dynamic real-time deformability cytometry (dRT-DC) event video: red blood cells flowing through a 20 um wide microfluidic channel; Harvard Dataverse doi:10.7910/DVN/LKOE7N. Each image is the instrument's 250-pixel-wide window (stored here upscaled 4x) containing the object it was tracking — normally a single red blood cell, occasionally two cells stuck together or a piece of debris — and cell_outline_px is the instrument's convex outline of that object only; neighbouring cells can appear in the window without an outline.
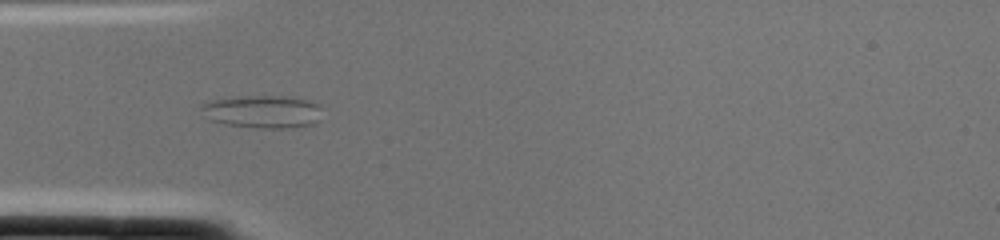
{"species": "common noctule bat (a hibernating species)", "species_latin": "Nyctalus noctula", "temperature_condition": "cold", "stored_images_in_passage": 3, "camera_frame_rate_fps": 3000, "um_per_image_px": 0.085, "animal": {"sex": "female", "body_mass_g": 22.0, "forearm_length_mm": 56.7}, "frame": {"image": 1, "passage_image": 3, "time_ms": 0.667, "image_size_px": [1000, 240], "cell_outline_px": [[320, 104], [316, 124], [288, 128], [260, 128], [224, 124], [208, 120], [204, 116], [200, 108], [200, 104], [208, 100], [248, 96], [280, 96], [308, 100]], "centroid_in_image_um": [22.25, 9.49], "position_along_channel_um": 62.7, "area_um2": 23.12}}